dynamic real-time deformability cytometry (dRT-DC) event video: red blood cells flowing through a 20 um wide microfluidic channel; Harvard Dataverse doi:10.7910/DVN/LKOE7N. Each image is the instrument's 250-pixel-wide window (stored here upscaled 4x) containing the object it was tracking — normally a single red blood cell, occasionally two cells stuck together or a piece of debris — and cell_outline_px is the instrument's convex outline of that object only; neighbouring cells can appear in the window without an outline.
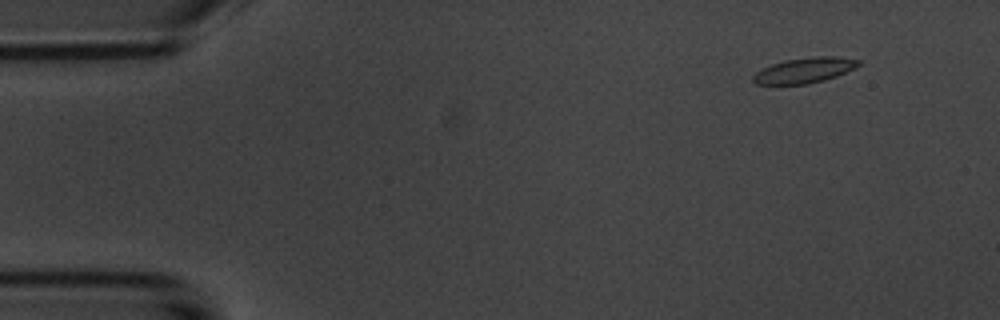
{"species": "common noctule bat (a hibernating species)", "species_latin": "Nyctalus noctula", "temperature_condition": "room temperature", "stored_images_in_passage": 5, "camera_frame_rate_fps": 3000, "um_per_image_px": 0.085, "animal": {"sex": "male", "body_mass_g": 20.1, "forearm_length_mm": 53.5}, "frame": {"image": 1, "passage_image": 2, "time_ms": 1.0, "image_size_px": [1000, 320], "cell_outline_px": [[860, 64], [856, 68], [836, 76], [824, 80], [808, 84], [756, 84], [752, 80], [752, 76], [756, 72], [772, 64], [784, 60], [820, 56], [836, 56], [860, 60]], "centroid_in_image_um": [68.4, 5.98], "position_along_channel_um": 16.6, "area_um2": 15.49}}
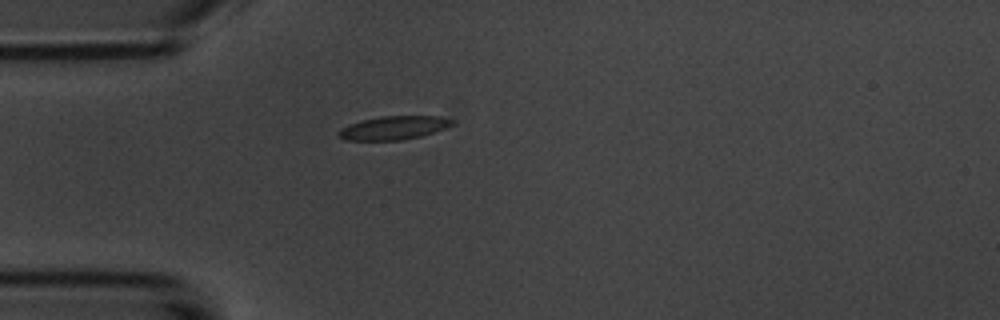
{"frame": {"image": 2, "passage_image": 5, "time_ms": 4.333, "image_size_px": [1000, 320], "cell_outline_px": [[452, 124], [444, 128], [420, 136], [400, 140], [344, 140], [336, 132], [340, 128], [348, 124], [380, 116], [440, 116], [452, 120]], "centroid_in_image_um": [33.4, 10.86], "position_along_channel_um": 51.6, "area_um2": 15.32}}